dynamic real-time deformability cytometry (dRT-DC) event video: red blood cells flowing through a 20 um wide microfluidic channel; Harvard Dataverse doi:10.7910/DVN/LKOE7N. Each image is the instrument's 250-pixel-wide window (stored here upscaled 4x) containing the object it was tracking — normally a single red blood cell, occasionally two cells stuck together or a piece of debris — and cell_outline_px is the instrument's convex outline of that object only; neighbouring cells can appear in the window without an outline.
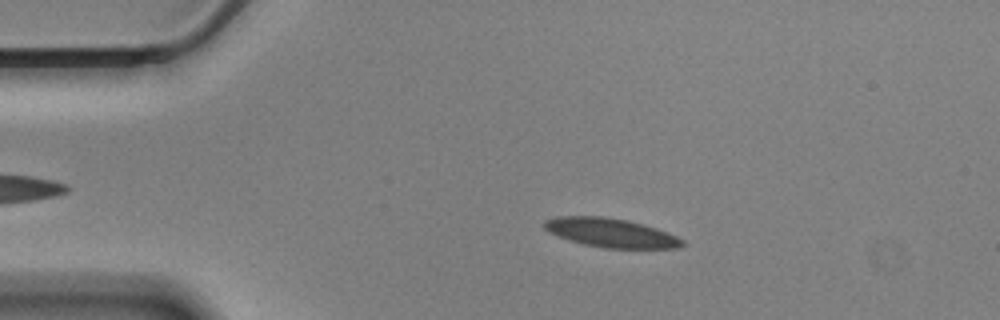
{"species": "Egyptian fruit bat (a non-hibernating species)", "species_latin": "Rousettus aegyptiacus", "temperature_condition": "cold", "stored_images_in_passage": 49, "camera_frame_rate_fps": 3000, "um_per_image_px": 0.085, "animal": {"sex": "male"}, "frame": {"image": 1, "passage_image": 10, "time_ms": 3.0, "image_size_px": [1000, 320], "cell_outline_px": [[684, 244], [676, 248], [604, 248], [584, 244], [568, 240], [548, 232], [544, 228], [544, 220], [560, 216], [604, 216], [628, 220], [656, 228], [668, 232], [684, 240]], "centroid_in_image_um": [51.9, 19.78], "position_along_channel_um": 33.1, "area_um2": 23.29}}
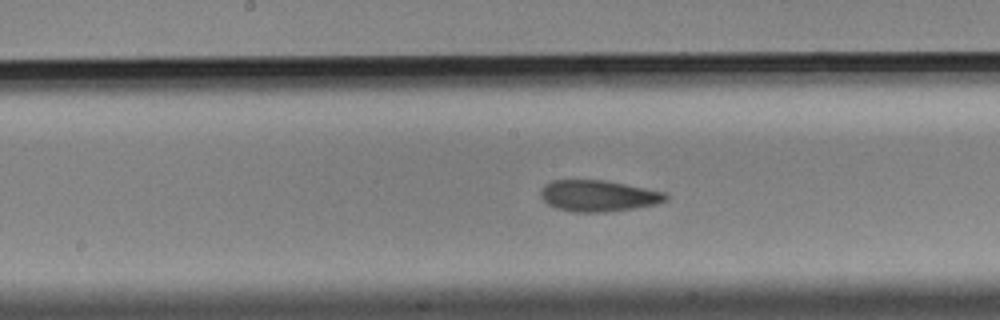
{"frame": {"image": 2, "passage_image": 28, "time_ms": 9.0, "image_size_px": [1000, 320], "cell_outline_px": [[668, 200], [656, 204], [636, 208], [604, 212], [572, 212], [556, 208], [548, 204], [540, 196], [540, 192], [544, 184], [552, 180], [604, 180], [664, 192], [668, 196]], "centroid_in_image_um": [50.83, 16.65], "position_along_channel_um": 197.4, "area_um2": 22.77}}
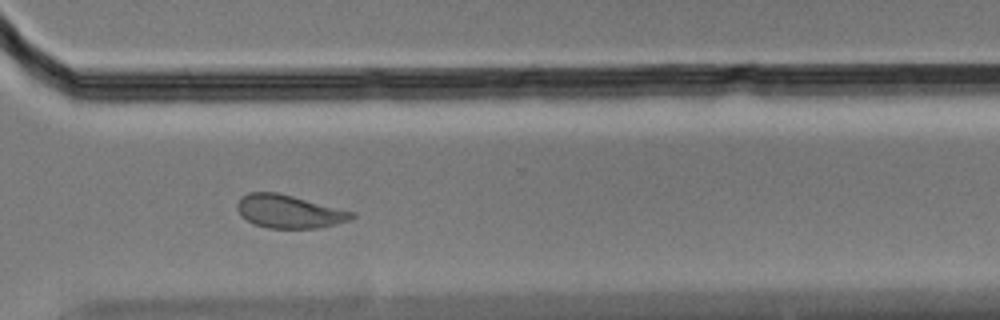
{"frame": {"image": 3, "passage_image": 41, "time_ms": 13.333, "image_size_px": [1000, 320], "cell_outline_px": [[356, 216], [348, 220], [320, 228], [268, 228], [252, 224], [240, 216], [236, 208], [236, 204], [240, 196], [248, 192], [276, 192], [356, 212]], "centroid_in_image_um": [24.52, 17.98], "position_along_channel_um": 346.1, "area_um2": 22.31}, "authors_computed_cell_mechanics": {"area_um2": 23.2356, "velocity_mm_per_s": 3.4372, "shape_relaxation_time_tau1_ms": 4.5843, "shape_relaxation_time_tau2_ms": 2.7244, "deformation_change_tau1": 0.128, "deformation_change_tau2": 0.0787}}